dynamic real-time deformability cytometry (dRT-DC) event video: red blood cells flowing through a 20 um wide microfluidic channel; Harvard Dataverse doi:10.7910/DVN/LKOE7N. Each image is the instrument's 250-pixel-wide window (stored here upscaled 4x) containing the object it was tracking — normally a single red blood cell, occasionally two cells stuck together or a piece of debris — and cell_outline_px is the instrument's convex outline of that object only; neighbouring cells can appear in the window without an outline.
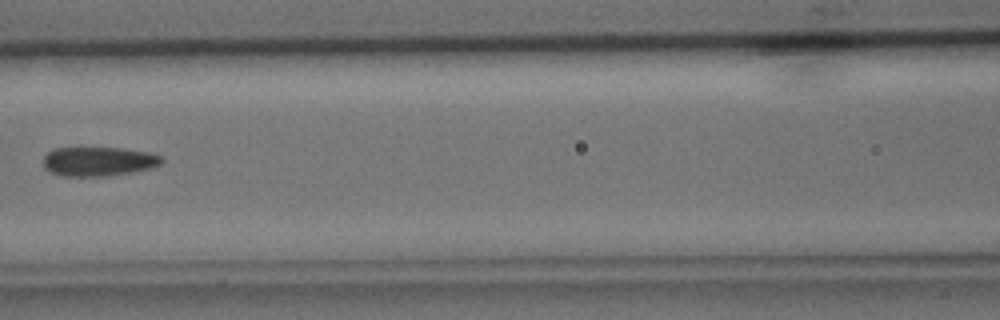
{"species": "common noctule bat (a hibernating species)", "species_latin": "Nyctalus noctula", "temperature_condition": "cold", "stored_images_in_passage": 6, "camera_frame_rate_fps": 3000, "um_per_image_px": 0.085, "animal": {"sex": "male", "body_mass_g": 15.6}, "frame": {"image": 1, "passage_image": 6, "time_ms": 5.667, "image_size_px": [1000, 320], "cell_outline_px": [[164, 160], [160, 164], [148, 168], [132, 172], [104, 176], [60, 176], [48, 172], [44, 168], [44, 156], [48, 152], [56, 148], [120, 148], [152, 152], [160, 156]], "centroid_in_image_um": [8.35, 13.72], "position_along_channel_um": 158.3, "area_um2": 20.17}}